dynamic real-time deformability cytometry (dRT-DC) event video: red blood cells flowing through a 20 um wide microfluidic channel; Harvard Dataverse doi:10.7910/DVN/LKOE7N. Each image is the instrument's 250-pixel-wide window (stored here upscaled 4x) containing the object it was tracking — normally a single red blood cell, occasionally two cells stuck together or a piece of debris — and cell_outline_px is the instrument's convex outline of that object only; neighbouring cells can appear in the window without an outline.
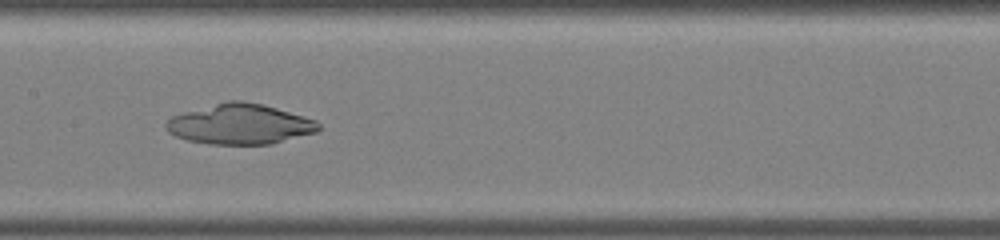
{"species": "common noctule bat (a hibernating species)", "species_latin": "Nyctalus noctula", "temperature_condition": "warm", "stored_images_in_passage": 36, "camera_frame_rate_fps": 3000, "um_per_image_px": 0.085, "animal": {"sex": "male", "body_mass_g": 19.0, "forearm_length_mm": 50.8}, "frame": {"image": 1, "passage_image": 18, "time_ms": 5.667, "image_size_px": [1000, 240], "cell_outline_px": [[320, 128], [316, 132], [272, 144], [208, 144], [188, 140], [176, 136], [168, 132], [164, 124], [172, 116], [184, 112], [228, 100], [240, 100], [260, 104], [276, 108], [304, 116], [316, 120], [320, 124]], "centroid_in_image_um": [20.39, 10.56], "position_along_channel_um": 187.0, "area_um2": 35.55}}
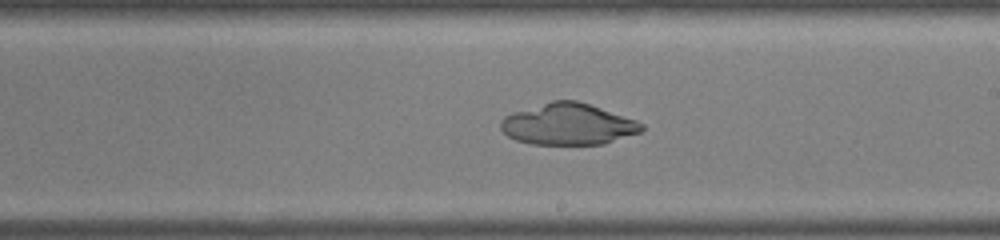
{"frame": {"image": 2, "passage_image": 21, "time_ms": 6.667, "image_size_px": [1000, 240], "cell_outline_px": [[644, 128], [640, 132], [604, 144], [532, 144], [516, 140], [508, 136], [500, 128], [500, 120], [504, 116], [552, 100], [576, 100], [636, 120], [644, 124]], "centroid_in_image_um": [48.29, 10.56], "position_along_channel_um": 240.7, "area_um2": 33.64}}
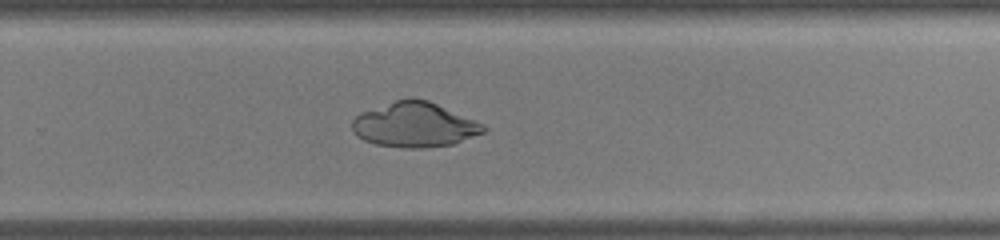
{"frame": {"image": 3, "passage_image": 24, "time_ms": 7.667, "image_size_px": [1000, 240], "cell_outline_px": [[488, 128], [484, 132], [452, 144], [428, 148], [404, 148], [376, 144], [364, 140], [356, 136], [352, 128], [352, 120], [360, 112], [396, 100], [428, 100], [484, 124]], "centroid_in_image_um": [35.22, 10.63], "position_along_channel_um": 294.6, "area_um2": 33.93}}